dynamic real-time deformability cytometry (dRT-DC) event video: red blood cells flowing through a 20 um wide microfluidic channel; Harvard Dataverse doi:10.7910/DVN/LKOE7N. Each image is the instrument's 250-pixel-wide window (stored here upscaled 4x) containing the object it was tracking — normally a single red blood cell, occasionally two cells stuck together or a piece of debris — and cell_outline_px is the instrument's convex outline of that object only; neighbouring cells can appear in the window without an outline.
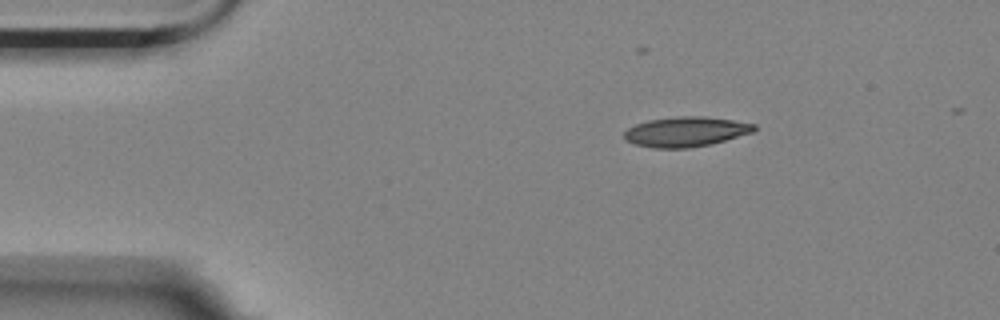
{"species": "Egyptian fruit bat (a non-hibernating species)", "species_latin": "Rousettus aegyptiacus", "temperature_condition": "room temperature", "stored_images_in_passage": 4, "segment_of_instrument_passage": [1, 2], "camera_frame_rate_fps": 3000, "um_per_image_px": 0.085, "animal": {"sex": "female"}, "frame": {"image": 1, "passage_image": 1, "time_ms": 0.0, "image_size_px": [1000, 320], "cell_outline_px": [[756, 128], [752, 132], [724, 140], [708, 144], [688, 148], [656, 148], [636, 144], [624, 140], [624, 132], [628, 128], [636, 124], [648, 120], [680, 116], [704, 116], [732, 120], [756, 124]], "centroid_in_image_um": [58.26, 11.19], "position_along_channel_um": 26.7, "area_um2": 22.37}}